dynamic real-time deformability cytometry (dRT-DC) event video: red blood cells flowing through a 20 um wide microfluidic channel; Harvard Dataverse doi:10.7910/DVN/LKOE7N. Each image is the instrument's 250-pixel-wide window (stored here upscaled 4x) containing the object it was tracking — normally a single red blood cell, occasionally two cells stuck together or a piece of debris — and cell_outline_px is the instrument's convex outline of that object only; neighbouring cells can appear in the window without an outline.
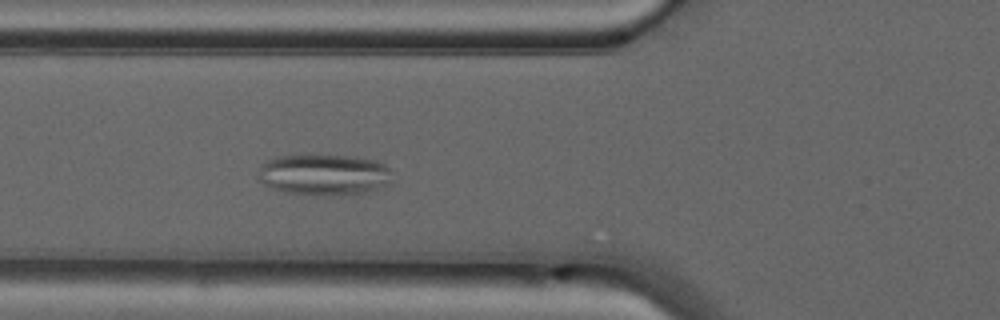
{"species": "common noctule bat (a hibernating species)", "species_latin": "Nyctalus noctula", "temperature_condition": "warm", "stored_images_in_passage": 25, "camera_frame_rate_fps": 3000, "um_per_image_px": 0.085, "animal": {"sex": "male", "forearm_length_mm": 52.5}, "frame": {"image": 1, "passage_image": 4, "time_ms": 1.0, "image_size_px": [1000, 320], "cell_outline_px": [[388, 180], [384, 184], [376, 188], [364, 192], [288, 192], [272, 188], [264, 184], [260, 180], [260, 164], [276, 156], [352, 156], [376, 160], [384, 164], [388, 168]], "centroid_in_image_um": [27.47, 14.78], "position_along_channel_um": 98.3, "area_um2": 30.17}}